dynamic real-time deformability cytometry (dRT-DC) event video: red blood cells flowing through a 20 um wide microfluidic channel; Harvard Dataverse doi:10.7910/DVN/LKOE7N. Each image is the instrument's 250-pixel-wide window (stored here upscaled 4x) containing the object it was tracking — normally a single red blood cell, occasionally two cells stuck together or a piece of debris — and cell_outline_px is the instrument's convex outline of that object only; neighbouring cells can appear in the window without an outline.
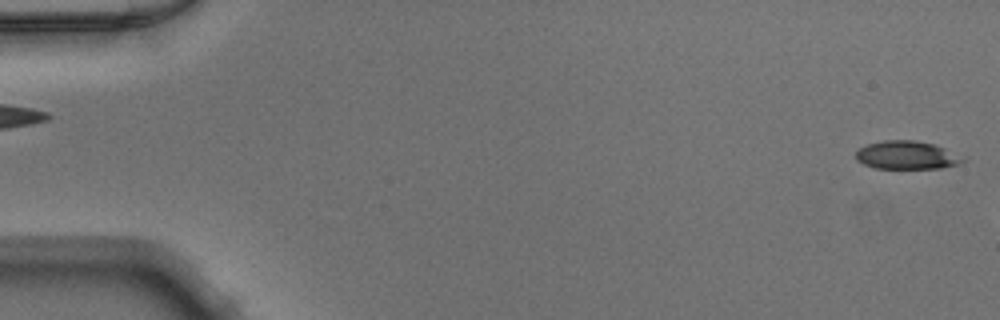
{"species": "Egyptian fruit bat (a non-hibernating species)", "species_latin": "Rousettus aegyptiacus", "temperature_condition": "warm", "stored_images_in_passage": 7, "camera_frame_rate_fps": 3000, "um_per_image_px": 0.085, "animal": {"sex": "male"}, "frame": {"image": 1, "passage_image": 1, "time_ms": 0.0, "image_size_px": [1000, 320], "cell_outline_px": [[964, 160], [960, 164], [940, 168], [876, 168], [864, 164], [856, 160], [856, 152], [860, 148], [868, 144], [884, 140], [916, 140], [936, 144], [944, 148]], "centroid_in_image_um": [77.03, 13.18], "position_along_channel_um": 8.0, "area_um2": 17.34}}